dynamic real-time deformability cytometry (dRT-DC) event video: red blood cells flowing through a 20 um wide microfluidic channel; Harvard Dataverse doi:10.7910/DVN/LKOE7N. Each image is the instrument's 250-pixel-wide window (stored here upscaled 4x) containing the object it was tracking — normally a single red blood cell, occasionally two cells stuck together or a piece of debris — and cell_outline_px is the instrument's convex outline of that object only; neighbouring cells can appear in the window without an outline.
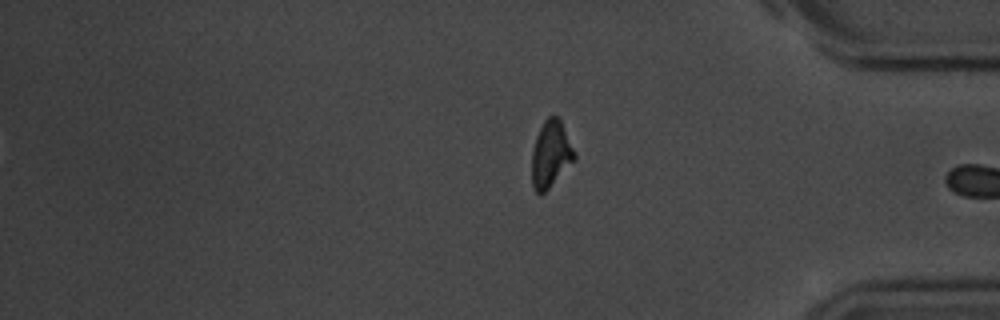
{"species": "common noctule bat (a hibernating species)", "species_latin": "Nyctalus noctula", "temperature_condition": "room temperature", "stored_images_in_passage": 16, "camera_frame_rate_fps": 3000, "um_per_image_px": 0.085, "animal": {"sex": "male", "body_mass_g": 20.1, "forearm_length_mm": 53.5}, "frame": {"image": 1, "passage_image": 16, "time_ms": 19.0, "image_size_px": [1000, 320], "cell_outline_px": [[576, 160], [540, 196], [536, 192], [532, 184], [532, 152], [536, 136], [544, 120], [548, 116], [556, 116], [560, 120], [576, 152]], "centroid_in_image_um": [46.82, 13.11], "position_along_channel_um": 388.4, "area_um2": 16.53}, "authors_computed_cell_mechanics": {"area_um2": 19.3052, "velocity_mm_per_s": 3.5207, "shape_relaxation_time_tau1_ms": 2.756, "shape_relaxation_time_tau2_ms": 1.5825, "deformation_change_tau1": 0.1294, "deformation_change_tau2": 0.07}}